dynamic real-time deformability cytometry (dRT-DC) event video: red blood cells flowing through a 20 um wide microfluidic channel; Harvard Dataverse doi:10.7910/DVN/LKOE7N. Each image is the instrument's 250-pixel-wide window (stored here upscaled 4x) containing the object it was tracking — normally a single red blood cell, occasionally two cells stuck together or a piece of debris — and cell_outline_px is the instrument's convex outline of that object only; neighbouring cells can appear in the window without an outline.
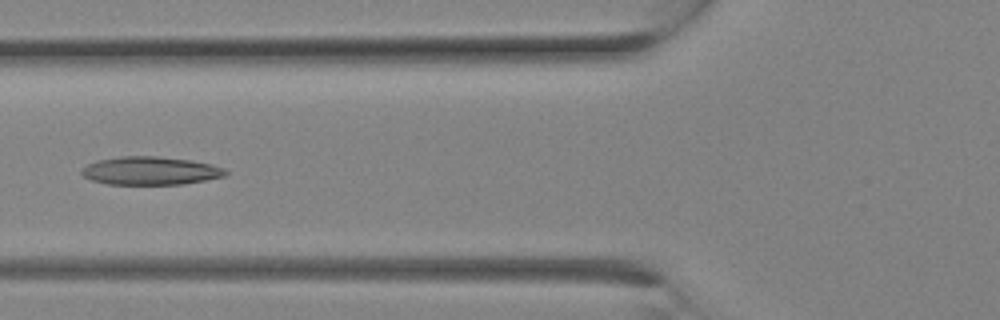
{"species": "Egyptian fruit bat (a non-hibernating species)", "species_latin": "Rousettus aegyptiacus", "temperature_condition": "room temperature", "stored_images_in_passage": 10, "camera_frame_rate_fps": 3000, "um_per_image_px": 0.085, "animal": {"sex": "female"}, "frame": {"image": 1, "passage_image": 9, "time_ms": 2.667, "image_size_px": [1000, 320], "cell_outline_px": [[228, 172], [224, 176], [184, 184], [108, 184], [92, 180], [84, 176], [80, 172], [80, 168], [96, 160], [120, 156], [156, 156], [192, 160], [212, 164], [224, 168]], "centroid_in_image_um": [12.76, 14.5], "position_along_channel_um": 113.0, "area_um2": 23.7}}